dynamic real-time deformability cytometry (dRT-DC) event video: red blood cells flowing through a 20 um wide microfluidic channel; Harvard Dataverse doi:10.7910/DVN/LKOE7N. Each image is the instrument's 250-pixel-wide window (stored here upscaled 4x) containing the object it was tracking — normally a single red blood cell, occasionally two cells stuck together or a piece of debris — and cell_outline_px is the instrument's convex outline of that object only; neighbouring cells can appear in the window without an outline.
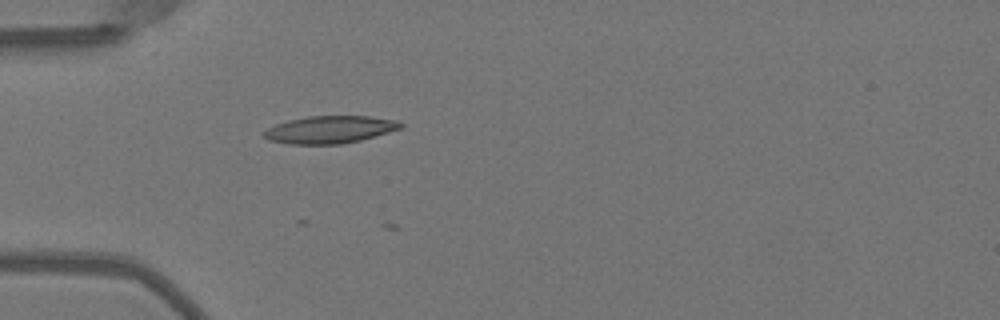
{"species": "Egyptian fruit bat (a non-hibernating species)", "species_latin": "Rousettus aegyptiacus", "temperature_condition": "warm", "stored_images_in_passage": 8, "camera_frame_rate_fps": 3000, "um_per_image_px": 0.085, "animal": {"sex": "female"}, "frame": {"image": 1, "passage_image": 1, "time_ms": 0.0, "image_size_px": [1000, 320], "cell_outline_px": [[404, 124], [400, 128], [388, 132], [360, 140], [340, 144], [288, 144], [268, 140], [264, 136], [264, 132], [268, 128], [276, 124], [288, 120], [308, 116], [368, 116], [400, 120]], "centroid_in_image_um": [28.04, 11.01], "position_along_channel_um": 57.0, "area_um2": 21.79}}
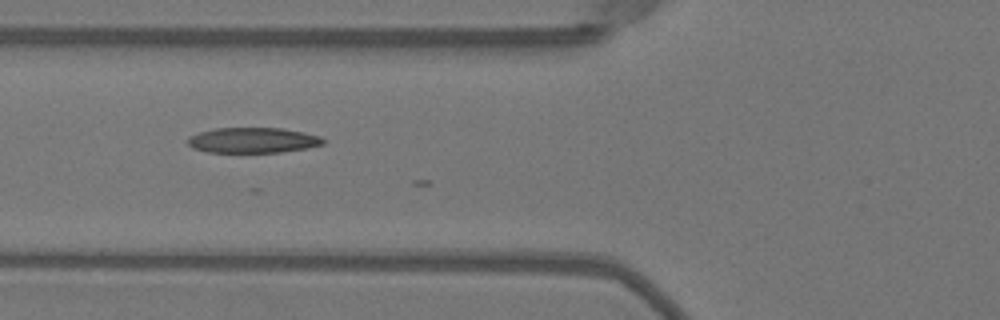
{"frame": {"image": 2, "passage_image": 5, "time_ms": 1.333, "image_size_px": [1000, 320], "cell_outline_px": [[328, 140], [324, 144], [304, 148], [280, 152], [208, 152], [192, 148], [188, 144], [188, 136], [200, 132], [216, 128], [280, 128], [304, 132], [320, 136]], "centroid_in_image_um": [21.5, 11.92], "position_along_channel_um": 104.3, "area_um2": 20.0}}